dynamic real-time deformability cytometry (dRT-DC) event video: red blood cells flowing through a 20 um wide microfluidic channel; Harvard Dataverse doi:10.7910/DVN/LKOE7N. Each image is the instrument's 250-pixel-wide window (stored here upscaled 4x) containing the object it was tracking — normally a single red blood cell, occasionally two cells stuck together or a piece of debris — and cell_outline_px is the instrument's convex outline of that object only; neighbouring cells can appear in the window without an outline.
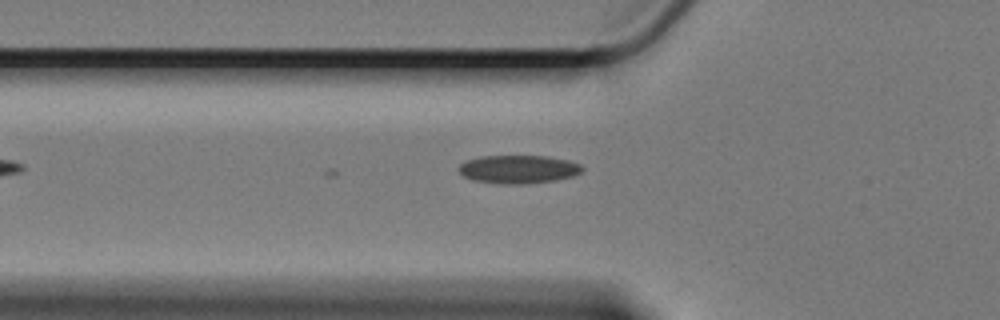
{"species": "Egyptian fruit bat (a non-hibernating species)", "species_latin": "Rousettus aegyptiacus", "temperature_condition": "cold", "stored_images_in_passage": 5, "camera_frame_rate_fps": 3000, "um_per_image_px": 0.085, "animal": {"sex": "female"}, "frame": {"image": 1, "passage_image": 2, "time_ms": 0.333, "image_size_px": [1000, 320], "cell_outline_px": [[584, 168], [580, 172], [572, 176], [556, 180], [524, 184], [508, 184], [472, 180], [464, 176], [460, 172], [460, 164], [468, 160], [480, 156], [548, 156], [568, 160], [580, 164]], "centroid_in_image_um": [44.09, 14.38], "position_along_channel_um": 81.7, "area_um2": 20.17}}
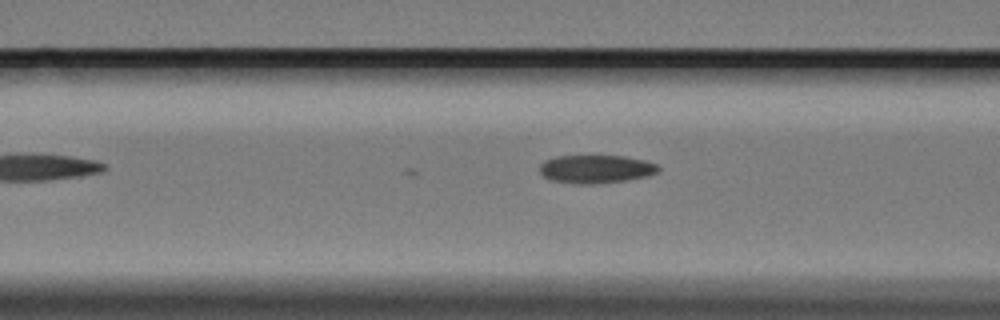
{"frame": {"image": 2, "passage_image": 5, "time_ms": 1.333, "image_size_px": [1000, 320], "cell_outline_px": [[660, 168], [656, 172], [648, 176], [624, 180], [592, 184], [576, 184], [552, 180], [544, 176], [540, 172], [540, 164], [544, 160], [556, 156], [624, 156], [644, 160], [656, 164]], "centroid_in_image_um": [50.63, 14.36], "position_along_channel_um": 116.0, "area_um2": 19.36}}